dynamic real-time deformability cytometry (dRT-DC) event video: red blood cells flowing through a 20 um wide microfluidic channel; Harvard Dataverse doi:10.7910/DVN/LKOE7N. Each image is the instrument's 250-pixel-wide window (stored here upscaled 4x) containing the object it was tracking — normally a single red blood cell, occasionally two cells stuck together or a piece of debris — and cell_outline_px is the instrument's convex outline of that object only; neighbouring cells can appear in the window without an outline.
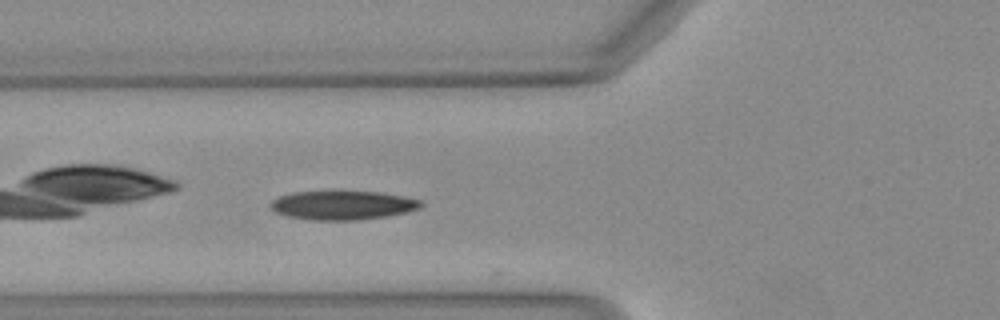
{"species": "Egyptian fruit bat (a non-hibernating species)", "species_latin": "Rousettus aegyptiacus", "temperature_condition": "warm", "stored_images_in_passage": 5, "camera_frame_rate_fps": 3000, "um_per_image_px": 0.085, "animal": {"sex": "female"}, "frame": {"image": 1, "passage_image": 4, "time_ms": 1.0, "image_size_px": [1000, 320], "cell_outline_px": [[424, 204], [420, 208], [404, 212], [384, 216], [356, 220], [312, 220], [288, 216], [276, 212], [268, 204], [272, 200], [280, 196], [292, 192], [380, 192], [404, 196], [420, 200]], "centroid_in_image_um": [29.11, 17.44], "position_along_channel_um": 96.7, "area_um2": 25.03}}